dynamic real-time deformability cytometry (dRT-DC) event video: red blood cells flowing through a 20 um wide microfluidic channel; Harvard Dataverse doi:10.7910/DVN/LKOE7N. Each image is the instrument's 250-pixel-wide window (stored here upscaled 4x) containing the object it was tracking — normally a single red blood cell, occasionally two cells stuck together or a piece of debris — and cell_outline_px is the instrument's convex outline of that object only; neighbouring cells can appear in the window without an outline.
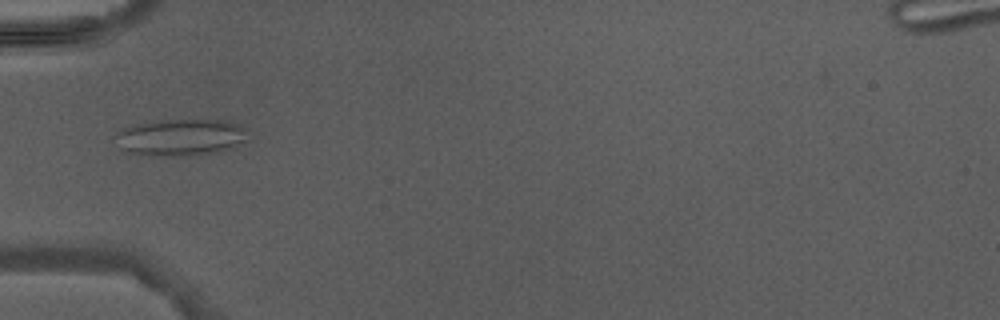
{"species": "Egyptian fruit bat (a non-hibernating species)", "species_latin": "Rousettus aegyptiacus", "temperature_condition": "warm", "stored_images_in_passage": 5, "camera_frame_rate_fps": 3000, "um_per_image_px": 0.085, "animal": {"sex": "male"}, "frame": {"image": 1, "passage_image": 4, "time_ms": 4.667, "image_size_px": [1000, 320], "cell_outline_px": [[248, 140], [232, 148], [216, 152], [196, 156], [148, 156], [128, 152], [112, 136], [116, 132], [124, 128], [140, 124], [164, 120], [228, 120], [244, 128]], "centroid_in_image_um": [15.38, 11.69], "position_along_channel_um": 69.6, "area_um2": 28.44}}